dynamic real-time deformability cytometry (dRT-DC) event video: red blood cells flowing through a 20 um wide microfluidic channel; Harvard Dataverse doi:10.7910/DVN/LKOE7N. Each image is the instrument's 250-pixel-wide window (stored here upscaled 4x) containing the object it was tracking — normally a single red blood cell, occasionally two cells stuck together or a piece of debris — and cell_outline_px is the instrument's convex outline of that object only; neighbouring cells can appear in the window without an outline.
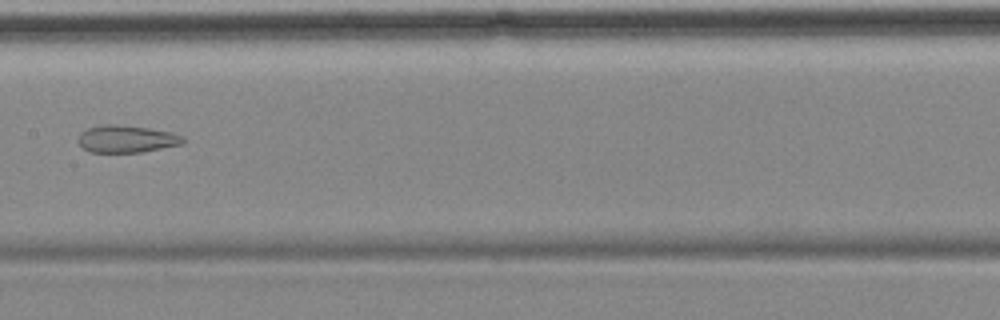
{"species": "common noctule bat (a hibernating species)", "species_latin": "Nyctalus noctula", "temperature_condition": "cold", "stored_images_in_passage": 5, "camera_frame_rate_fps": 3000, "um_per_image_px": 0.085, "animal": {"sex": "female", "body_mass_g": 18.4}, "frame": {"image": 1, "passage_image": 5, "time_ms": 4.667, "image_size_px": [1000, 320], "cell_outline_px": [[184, 144], [140, 152], [92, 152], [84, 148], [80, 144], [80, 132], [88, 128], [104, 124], [116, 124], [148, 128], [172, 132], [184, 136]], "centroid_in_image_um": [10.8, 11.8], "position_along_channel_um": 196.6, "area_um2": 16.53}}